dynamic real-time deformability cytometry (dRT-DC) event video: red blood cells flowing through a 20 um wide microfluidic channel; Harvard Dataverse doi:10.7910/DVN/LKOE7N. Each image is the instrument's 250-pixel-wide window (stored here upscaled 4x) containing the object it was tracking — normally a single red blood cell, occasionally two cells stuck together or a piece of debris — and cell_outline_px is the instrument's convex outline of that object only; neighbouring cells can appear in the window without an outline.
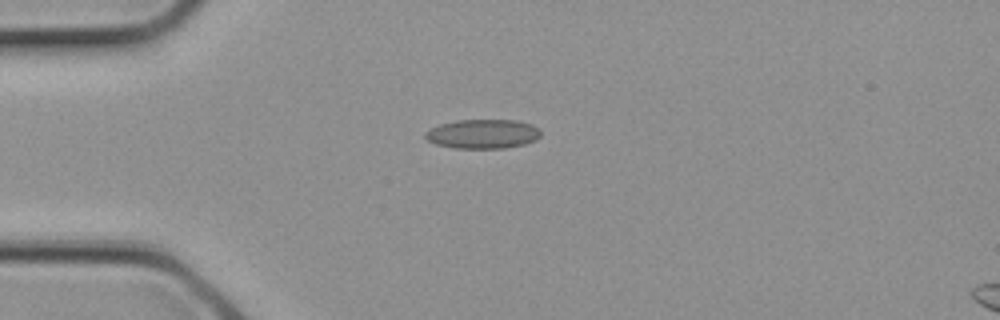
{"species": "common noctule bat (a hibernating species)", "species_latin": "Nyctalus noctula", "temperature_condition": "cold", "stored_images_in_passage": 2, "camera_frame_rate_fps": 3000, "um_per_image_px": 0.085, "animal": {"sex": "female", "body_mass_g": 21.9}, "frame": {"image": 1, "passage_image": 1, "time_ms": 0.0, "image_size_px": [1000, 320], "cell_outline_px": [[540, 136], [536, 140], [524, 144], [504, 148], [456, 148], [436, 144], [428, 140], [424, 136], [424, 132], [440, 124], [456, 120], [516, 120], [532, 124], [540, 128]], "centroid_in_image_um": [41.06, 11.38], "position_along_channel_um": 43.9, "area_um2": 19.71}}